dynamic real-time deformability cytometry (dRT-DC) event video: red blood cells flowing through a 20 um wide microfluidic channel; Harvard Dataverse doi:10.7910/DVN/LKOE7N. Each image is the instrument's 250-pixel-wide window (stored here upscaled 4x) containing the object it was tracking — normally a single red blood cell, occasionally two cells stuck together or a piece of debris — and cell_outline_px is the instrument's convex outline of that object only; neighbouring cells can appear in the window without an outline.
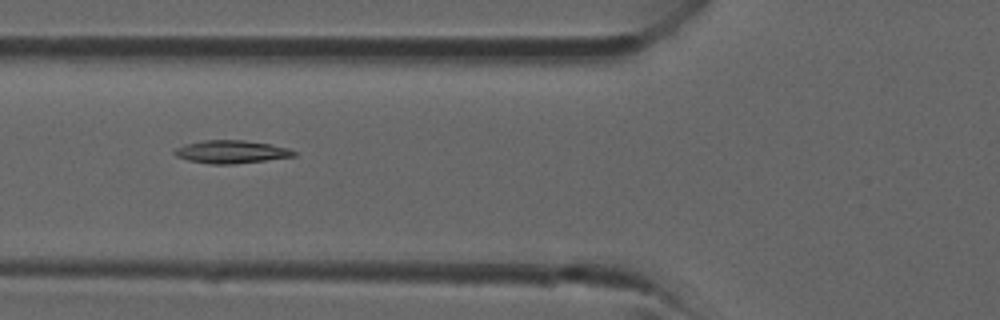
{"species": "common noctule bat (a hibernating species)", "species_latin": "Nyctalus noctula", "temperature_condition": "room temperature", "stored_images_in_passage": 36, "camera_frame_rate_fps": 3000, "um_per_image_px": 0.085, "animal": {"sex": "male", "forearm_length_mm": 52.5}, "frame": {"image": 1, "passage_image": 12, "time_ms": 3.667, "image_size_px": [1000, 320], "cell_outline_px": [[296, 156], [232, 164], [208, 164], [188, 160], [176, 156], [172, 152], [176, 148], [184, 144], [204, 140], [244, 140], [268, 144], [288, 148], [296, 152]], "centroid_in_image_um": [19.61, 12.9], "position_along_channel_um": 106.2, "area_um2": 15.84}}
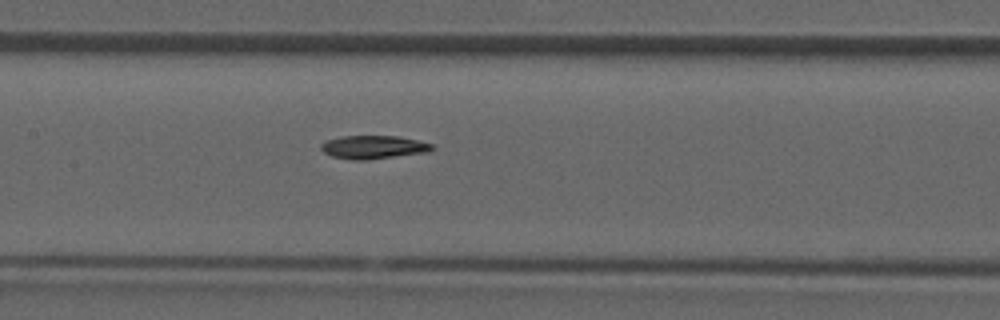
{"frame": {"image": 2, "passage_image": 16, "time_ms": 5.0, "image_size_px": [1000, 320], "cell_outline_px": [[436, 148], [428, 152], [368, 160], [352, 160], [332, 156], [324, 152], [320, 148], [320, 144], [328, 140], [340, 136], [396, 136], [416, 140], [432, 144]], "centroid_in_image_um": [31.74, 12.51], "position_along_channel_um": 175.7, "area_um2": 15.09}}
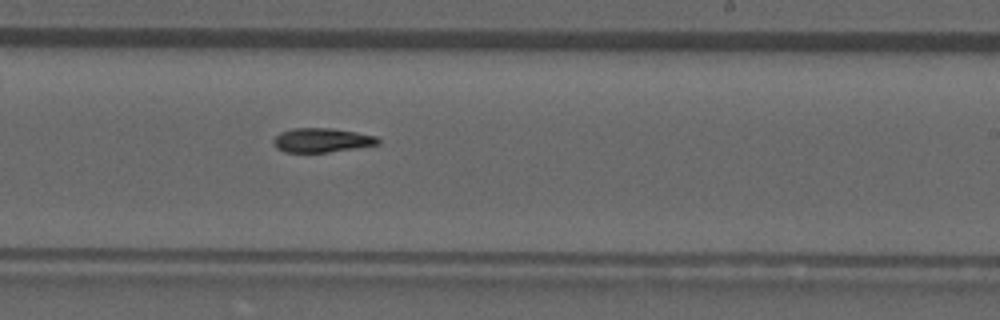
{"frame": {"image": 3, "passage_image": 21, "time_ms": 6.667, "image_size_px": [1000, 320], "cell_outline_px": [[380, 144], [356, 148], [328, 152], [284, 152], [276, 148], [272, 144], [272, 140], [280, 132], [292, 128], [332, 128], [356, 132], [376, 136], [380, 140]], "centroid_in_image_um": [27.33, 11.91], "position_along_channel_um": 261.7, "area_um2": 14.85}}